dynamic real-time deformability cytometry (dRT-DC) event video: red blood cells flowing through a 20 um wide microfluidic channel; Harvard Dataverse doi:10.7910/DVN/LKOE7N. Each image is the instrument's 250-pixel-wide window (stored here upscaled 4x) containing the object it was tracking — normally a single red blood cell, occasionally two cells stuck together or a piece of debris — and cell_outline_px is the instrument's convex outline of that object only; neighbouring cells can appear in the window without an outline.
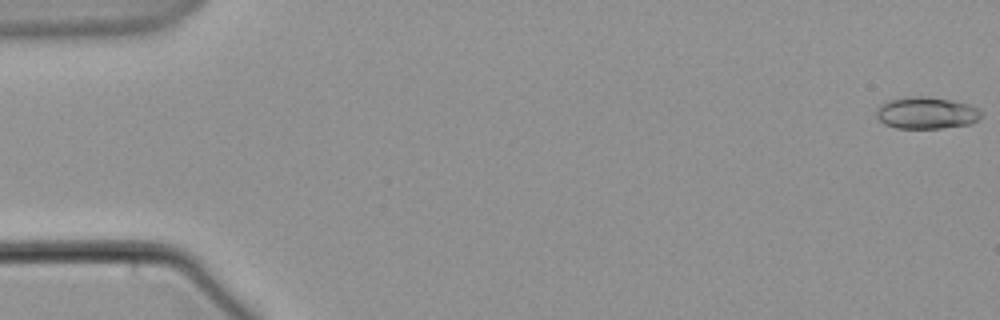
{"species": "common noctule bat (a hibernating species)", "species_latin": "Nyctalus noctula", "temperature_condition": "warm", "stored_images_in_passage": 5, "camera_frame_rate_fps": 3000, "um_per_image_px": 0.085, "animal": {"sex": "male", "body_mass_g": 21.5, "forearm_length_mm": 52.0}, "frame": {"image": 1, "passage_image": 1, "time_ms": 0.0, "image_size_px": [1000, 320], "cell_outline_px": [[980, 116], [976, 120], [968, 124], [940, 128], [896, 128], [884, 124], [876, 116], [876, 112], [888, 100], [912, 96], [924, 96], [952, 100], [968, 104], [976, 108], [980, 112]], "centroid_in_image_um": [78.72, 9.6], "position_along_channel_um": 6.3, "area_um2": 19.07}}
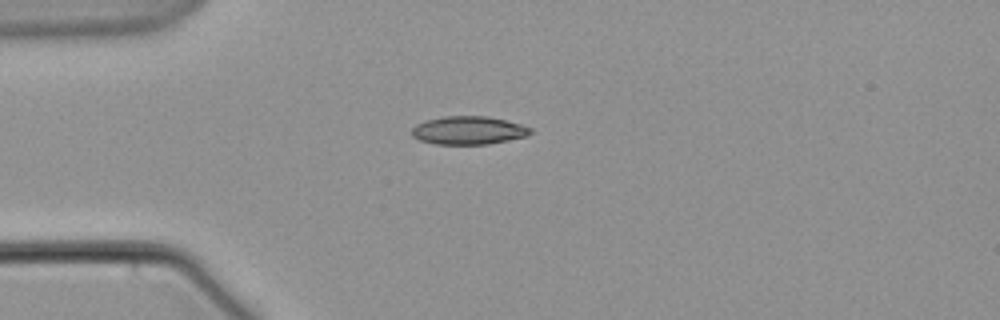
{"frame": {"image": 2, "passage_image": 5, "time_ms": 5.333, "image_size_px": [1000, 320], "cell_outline_px": [[532, 132], [528, 136], [488, 144], [436, 144], [420, 140], [412, 136], [412, 128], [416, 124], [428, 120], [444, 116], [488, 116], [520, 124], [532, 128]], "centroid_in_image_um": [39.83, 11.08], "position_along_channel_um": 45.2, "area_um2": 19.42}}